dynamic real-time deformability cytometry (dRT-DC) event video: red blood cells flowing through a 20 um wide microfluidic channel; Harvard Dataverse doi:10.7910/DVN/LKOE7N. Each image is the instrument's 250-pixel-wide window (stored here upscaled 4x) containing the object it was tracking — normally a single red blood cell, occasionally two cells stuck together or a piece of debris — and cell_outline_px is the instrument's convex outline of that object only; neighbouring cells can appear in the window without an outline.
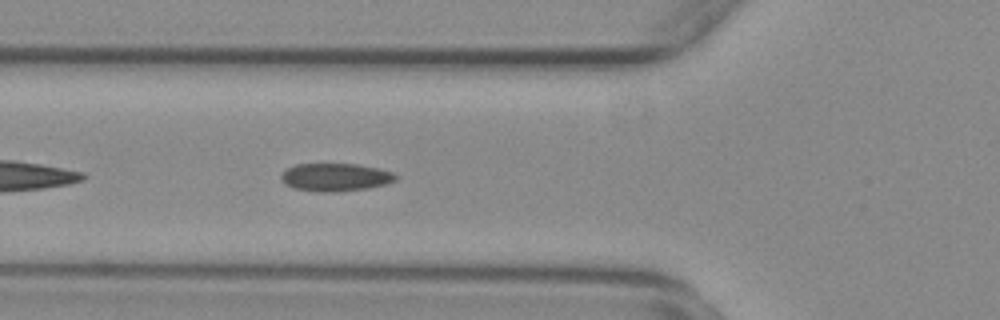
{"species": "common noctule bat (a hibernating species)", "species_latin": "Nyctalus noctula", "temperature_condition": "warm", "stored_images_in_passage": 37, "camera_frame_rate_fps": 3000, "um_per_image_px": 0.085, "animal": {"sex": "female", "body_mass_g": 29.2, "forearm_length_mm": 56.3}, "frame": {"image": 1, "passage_image": 5, "time_ms": 1.333, "image_size_px": [1000, 320], "cell_outline_px": [[396, 180], [384, 184], [368, 188], [336, 192], [320, 192], [292, 188], [284, 184], [280, 180], [280, 176], [288, 168], [296, 164], [356, 164], [380, 168], [392, 172], [396, 176]], "centroid_in_image_um": [28.48, 15.07], "position_along_channel_um": 97.3, "area_um2": 18.67}}
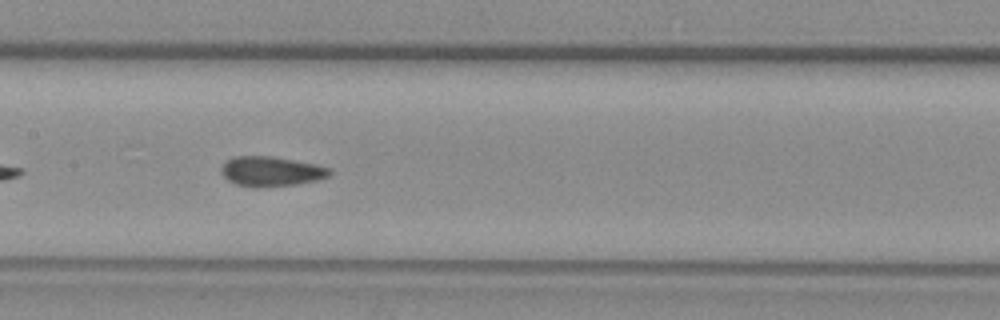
{"frame": {"image": 2, "passage_image": 12, "time_ms": 3.667, "image_size_px": [1000, 320], "cell_outline_px": [[332, 172], [328, 176], [316, 180], [296, 184], [256, 188], [252, 188], [236, 184], [228, 180], [220, 172], [220, 168], [228, 160], [236, 156], [272, 156], [316, 164], [328, 168]], "centroid_in_image_um": [23.02, 14.57], "position_along_channel_um": 184.4, "area_um2": 18.79}}
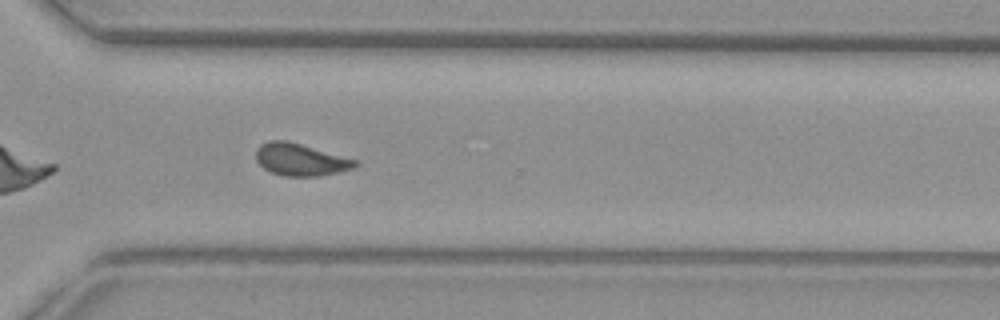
{"frame": {"image": 3, "passage_image": 25, "time_ms": 8.0, "image_size_px": [1000, 320], "cell_outline_px": [[360, 164], [352, 168], [320, 176], [284, 176], [272, 172], [264, 168], [256, 160], [256, 148], [260, 144], [268, 140], [284, 140], [300, 144], [360, 160]], "centroid_in_image_um": [25.55, 13.56], "position_along_channel_um": 345.0, "area_um2": 18.61}}